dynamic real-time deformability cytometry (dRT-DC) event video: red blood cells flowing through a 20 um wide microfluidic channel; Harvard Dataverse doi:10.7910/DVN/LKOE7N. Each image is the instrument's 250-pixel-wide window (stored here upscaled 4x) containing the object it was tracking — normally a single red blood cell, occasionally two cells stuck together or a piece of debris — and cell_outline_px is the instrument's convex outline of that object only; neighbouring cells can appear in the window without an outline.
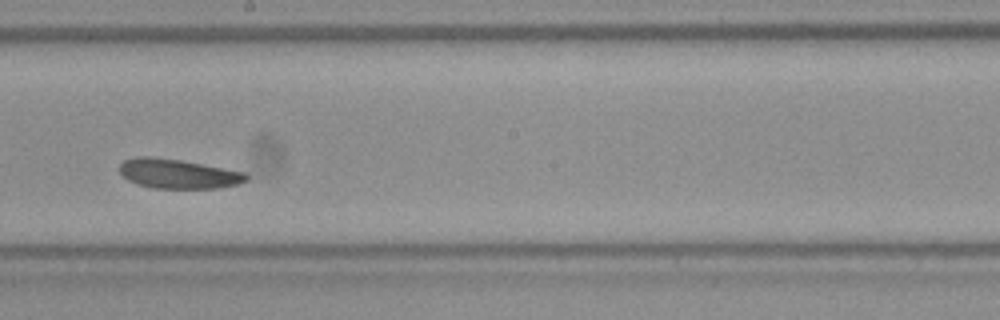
{"species": "Egyptian fruit bat (a non-hibernating species)", "species_latin": "Rousettus aegyptiacus", "temperature_condition": "room temperature", "stored_images_in_passage": 39, "camera_frame_rate_fps": 3000, "um_per_image_px": 0.085, "frame": {"image": 1, "passage_image": 23, "time_ms": 7.333, "image_size_px": [1000, 320], "cell_outline_px": [[248, 180], [240, 184], [220, 188], [152, 188], [136, 184], [128, 180], [120, 172], [120, 164], [124, 160], [136, 156], [148, 156], [180, 160], [244, 172], [248, 176]], "centroid_in_image_um": [15.13, 14.78], "position_along_channel_um": 233.1, "area_um2": 21.73}, "authors_computed_cell_mechanics": {"area_um2": 22.3108, "velocity_mm_per_s": 3.7751, "shape_relaxation_time_tau1_ms": 2.5567, "shape_relaxation_time_tau2_ms": null, "deformation_change_tau1": 0.0588, "deformation_change_tau2": null}}